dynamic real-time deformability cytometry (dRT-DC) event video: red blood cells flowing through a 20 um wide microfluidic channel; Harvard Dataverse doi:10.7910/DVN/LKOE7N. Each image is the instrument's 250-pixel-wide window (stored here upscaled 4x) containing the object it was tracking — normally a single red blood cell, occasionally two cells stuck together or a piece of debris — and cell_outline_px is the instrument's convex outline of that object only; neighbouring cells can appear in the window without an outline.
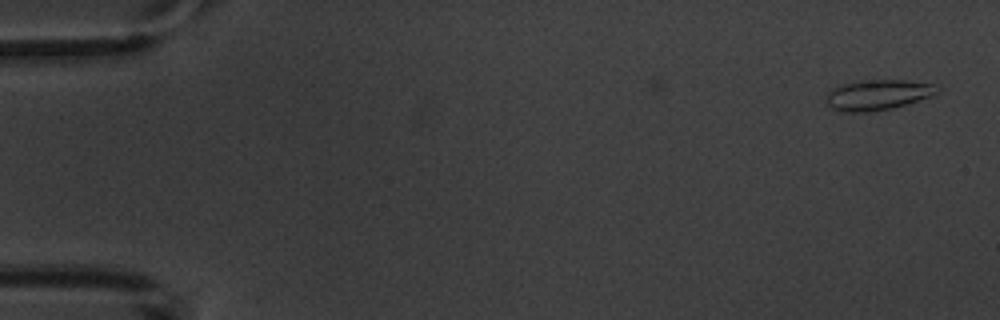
{"species": "common noctule bat (a hibernating species)", "species_latin": "Nyctalus noctula", "temperature_condition": "warm", "stored_images_in_passage": 3, "camera_frame_rate_fps": 3000, "um_per_image_px": 0.085, "animal": {"sex": "male", "body_mass_g": 20.1, "forearm_length_mm": 53.5}, "frame": {"image": 1, "passage_image": 3, "time_ms": 2.333, "image_size_px": [1000, 320], "cell_outline_px": [[940, 92], [936, 96], [892, 108], [868, 112], [844, 112], [832, 108], [824, 100], [824, 96], [832, 88], [840, 84], [864, 80], [904, 80], [932, 84], [940, 88]], "centroid_in_image_um": [74.62, 8.06], "position_along_channel_um": 10.4, "area_um2": 20.0}}